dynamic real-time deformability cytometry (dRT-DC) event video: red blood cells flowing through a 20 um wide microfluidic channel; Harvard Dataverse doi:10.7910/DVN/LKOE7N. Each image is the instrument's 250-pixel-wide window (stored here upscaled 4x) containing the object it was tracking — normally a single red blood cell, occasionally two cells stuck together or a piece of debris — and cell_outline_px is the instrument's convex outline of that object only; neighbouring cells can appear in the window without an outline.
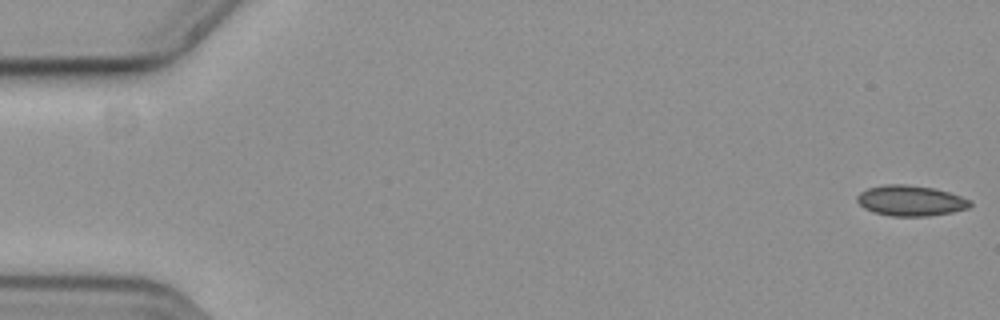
{"species": "common noctule bat (a hibernating species)", "species_latin": "Nyctalus noctula", "temperature_condition": "cold", "stored_images_in_passage": 13, "camera_frame_rate_fps": 3000, "um_per_image_px": 0.085, "animal": {"sex": "female", "body_mass_g": 19.3, "forearm_length_mm": 54.1}, "frame": {"image": 1, "passage_image": 1, "time_ms": 0.0, "image_size_px": [1000, 320], "cell_outline_px": [[972, 204], [968, 208], [952, 212], [928, 216], [892, 216], [872, 212], [864, 208], [856, 200], [856, 196], [860, 192], [868, 188], [888, 184], [904, 184], [932, 188], [948, 192], [972, 200]], "centroid_in_image_um": [77.39, 17.06], "position_along_channel_um": 7.6, "area_um2": 20.06}}